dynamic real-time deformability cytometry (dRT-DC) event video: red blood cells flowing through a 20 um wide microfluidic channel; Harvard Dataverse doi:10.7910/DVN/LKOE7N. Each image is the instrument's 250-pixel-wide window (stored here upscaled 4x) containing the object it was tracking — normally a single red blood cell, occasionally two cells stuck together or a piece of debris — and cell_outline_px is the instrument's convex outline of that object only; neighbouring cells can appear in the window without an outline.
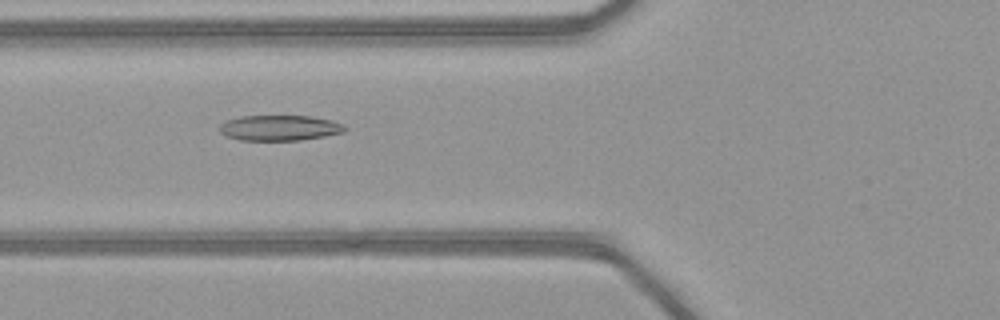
{"species": "common noctule bat (a hibernating species)", "species_latin": "Nyctalus noctula", "temperature_condition": "warm", "stored_images_in_passage": 50, "camera_frame_rate_fps": 3000, "um_per_image_px": 0.085, "animal": {"sex": "female", "body_mass_g": 21.9}, "frame": {"image": 1, "passage_image": 20, "time_ms": 6.333, "image_size_px": [1000, 320], "cell_outline_px": [[348, 128], [344, 132], [324, 136], [300, 140], [240, 140], [228, 136], [220, 132], [220, 124], [224, 120], [240, 116], [308, 116], [332, 120], [344, 124]], "centroid_in_image_um": [23.77, 10.86], "position_along_channel_um": 102.0, "area_um2": 18.61}}
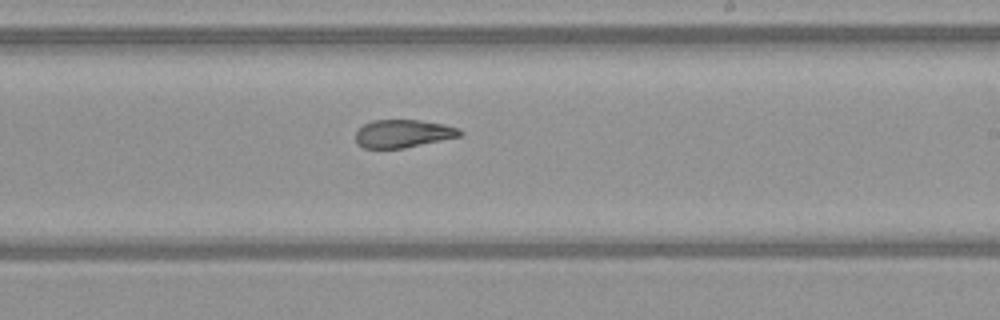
{"frame": {"image": 2, "passage_image": 31, "time_ms": 10.0, "image_size_px": [1000, 320], "cell_outline_px": [[464, 132], [460, 136], [404, 148], [364, 148], [356, 144], [356, 132], [364, 124], [372, 120], [420, 120], [444, 124], [460, 128]], "centroid_in_image_um": [34.27, 11.35], "position_along_channel_um": 254.7, "area_um2": 16.99}}
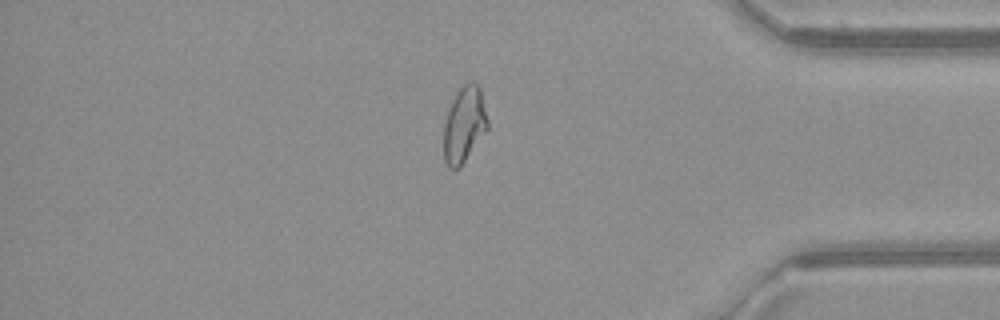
{"frame": {"image": 3, "passage_image": 43, "time_ms": 14.0, "image_size_px": [1000, 320], "cell_outline_px": [[488, 128], [460, 168], [448, 168], [444, 160], [444, 124], [452, 100], [460, 88], [468, 80], [472, 80], [480, 88], [488, 120]], "centroid_in_image_um": [39.46, 10.59], "position_along_channel_um": 395.7, "area_um2": 19.31}, "authors_computed_cell_mechanics": {"area_um2": 20.1433, "velocity_mm_per_s": 4.1468, "shape_relaxation_time_tau1_ms": null, "shape_relaxation_time_tau2_ms": 0.9699, "deformation_change_tau1": null, "deformation_change_tau2": 0.0701}}